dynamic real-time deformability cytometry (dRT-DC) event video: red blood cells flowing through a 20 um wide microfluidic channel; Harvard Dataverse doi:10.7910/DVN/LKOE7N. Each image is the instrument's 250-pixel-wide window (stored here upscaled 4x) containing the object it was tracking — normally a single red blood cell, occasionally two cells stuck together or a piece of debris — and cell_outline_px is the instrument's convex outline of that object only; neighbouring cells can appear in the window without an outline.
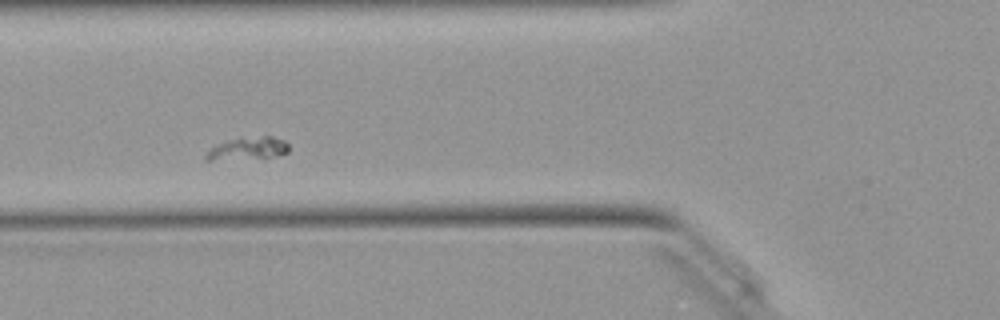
{"species": "Egyptian fruit bat (a non-hibernating species)", "species_latin": "Rousettus aegyptiacus", "temperature_condition": "warm", "stored_images_in_passage": 49, "camera_frame_rate_fps": 3000, "um_per_image_px": 0.085, "animal": {"sex": "female"}, "frame": {"image": 1, "passage_image": 14, "time_ms": 4.333, "image_size_px": [1000, 320], "cell_outline_px": [[288, 152], [268, 156], [212, 160], [204, 160], [204, 156], [212, 148], [228, 140], [240, 136], [272, 136], [284, 140], [288, 144]], "centroid_in_image_um": [21.06, 12.58], "position_along_channel_um": 104.7, "area_um2": 10.52}}
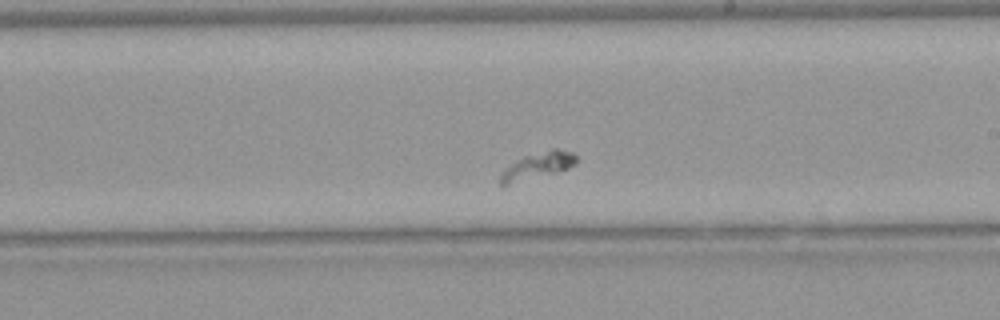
{"frame": {"image": 2, "passage_image": 25, "time_ms": 8.0, "image_size_px": [1000, 320], "cell_outline_px": [[576, 164], [568, 168], [556, 172], [500, 188], [500, 176], [512, 164], [524, 156], [552, 148], [556, 148], [572, 152], [576, 156]], "centroid_in_image_um": [45.7, 14.11], "position_along_channel_um": 243.3, "area_um2": 11.73}}
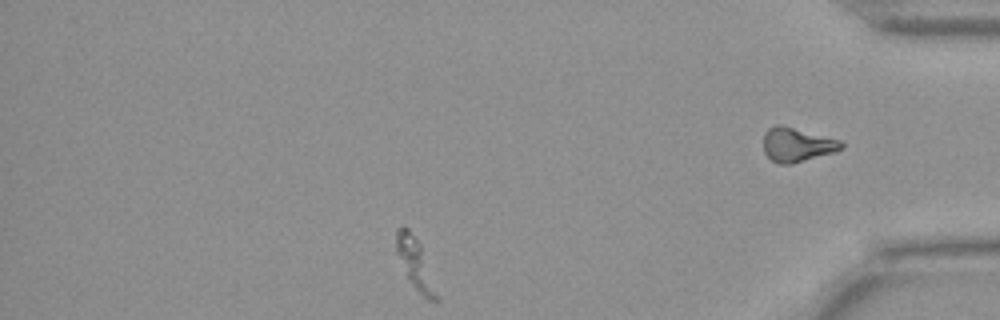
{"frame": {"image": 3, "passage_image": 41, "time_ms": 13.333, "image_size_px": [1000, 320], "cell_outline_px": [[440, 300], [428, 300], [412, 284], [396, 252], [396, 228], [408, 228], [420, 244]], "centroid_in_image_um": [35.29, 22.39], "position_along_channel_um": 399.9, "area_um2": 11.21}}